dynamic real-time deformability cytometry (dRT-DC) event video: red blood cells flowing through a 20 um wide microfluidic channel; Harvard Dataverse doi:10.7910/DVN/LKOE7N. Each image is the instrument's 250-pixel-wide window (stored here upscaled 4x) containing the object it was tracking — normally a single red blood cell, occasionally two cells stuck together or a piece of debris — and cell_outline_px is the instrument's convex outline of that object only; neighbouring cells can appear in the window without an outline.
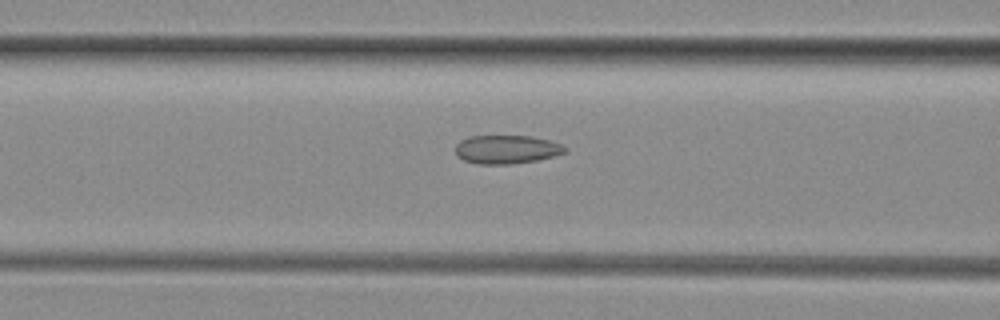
{"species": "common noctule bat (a hibernating species)", "species_latin": "Nyctalus noctula", "temperature_condition": "room temperature", "stored_images_in_passage": 18, "camera_frame_rate_fps": 3000, "um_per_image_px": 0.085, "animal": {"sex": "female", "body_mass_g": 29.2, "forearm_length_mm": 56.3}, "frame": {"image": 1, "passage_image": 7, "time_ms": 2.0, "image_size_px": [1000, 320], "cell_outline_px": [[568, 148], [564, 152], [552, 156], [536, 160], [512, 164], [480, 164], [464, 160], [456, 156], [456, 144], [460, 140], [468, 136], [532, 136], [548, 140], [560, 144]], "centroid_in_image_um": [43.02, 12.69], "position_along_channel_um": 123.6, "area_um2": 18.15}}
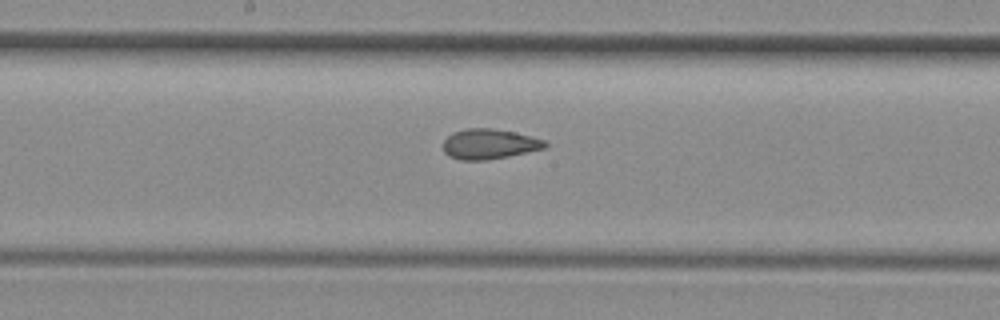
{"frame": {"image": 2, "passage_image": 13, "time_ms": 4.0, "image_size_px": [1000, 320], "cell_outline_px": [[548, 144], [544, 148], [508, 156], [488, 160], [460, 160], [448, 156], [444, 152], [444, 140], [452, 132], [468, 128], [492, 128], [532, 136], [544, 140]], "centroid_in_image_um": [41.56, 12.24], "position_along_channel_um": 206.6, "area_um2": 17.8}}
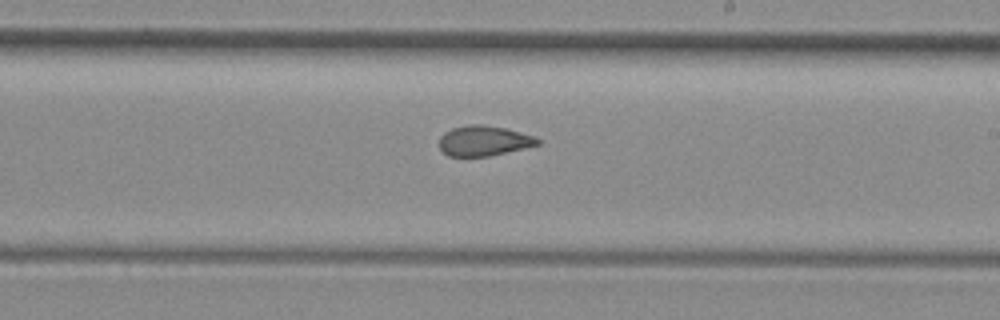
{"frame": {"image": 3, "passage_image": 16, "time_ms": 5.0, "image_size_px": [1000, 320], "cell_outline_px": [[540, 144], [488, 156], [448, 156], [440, 148], [440, 136], [444, 132], [452, 128], [468, 124], [480, 124], [504, 128], [536, 136], [540, 140]], "centroid_in_image_um": [41.11, 11.96], "position_along_channel_um": 247.9, "area_um2": 17.17}}